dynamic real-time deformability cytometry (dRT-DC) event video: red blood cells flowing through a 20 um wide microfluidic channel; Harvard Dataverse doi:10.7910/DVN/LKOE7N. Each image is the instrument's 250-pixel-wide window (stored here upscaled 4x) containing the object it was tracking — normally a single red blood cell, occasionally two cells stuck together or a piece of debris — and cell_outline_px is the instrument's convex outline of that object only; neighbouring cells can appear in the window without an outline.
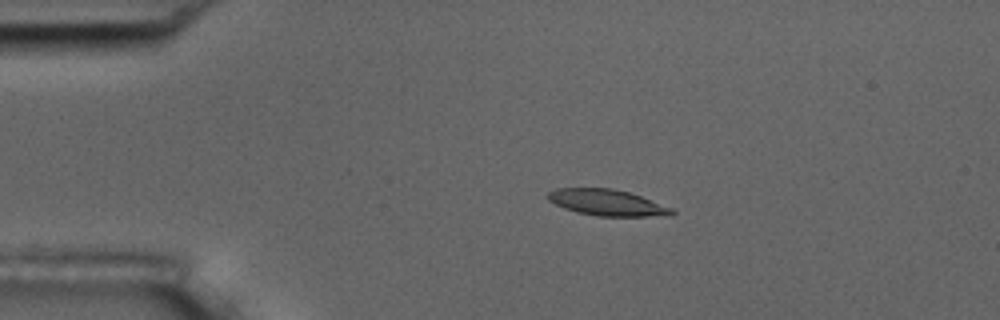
{"species": "common noctule bat (a hibernating species)", "species_latin": "Nyctalus noctula", "temperature_condition": "room temperature", "stored_images_in_passage": 14, "camera_frame_rate_fps": 3000, "um_per_image_px": 0.085, "animal": {"sex": "male", "body_mass_g": 17.5, "forearm_length_mm": 52.3}, "frame": {"image": 1, "passage_image": 3, "time_ms": 2.333, "image_size_px": [1000, 320], "cell_outline_px": [[676, 212], [672, 216], [596, 216], [564, 208], [548, 200], [544, 196], [548, 192], [556, 188], [612, 188], [628, 192], [640, 196], [672, 208]], "centroid_in_image_um": [51.6, 17.22], "position_along_channel_um": 33.4, "area_um2": 18.9}}
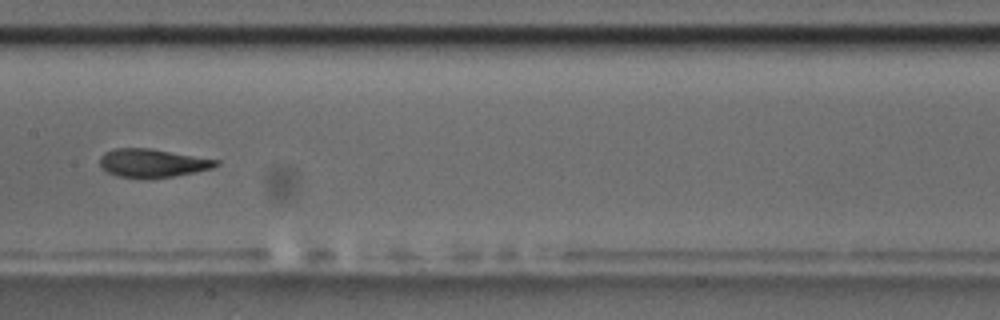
{"frame": {"image": 2, "passage_image": 7, "time_ms": 8.0, "image_size_px": [1000, 320], "cell_outline_px": [[220, 164], [212, 168], [196, 172], [148, 180], [116, 176], [100, 168], [100, 156], [104, 152], [112, 148], [152, 148], [220, 160]], "centroid_in_image_um": [12.94, 13.87], "position_along_channel_um": 194.5, "area_um2": 19.77}}
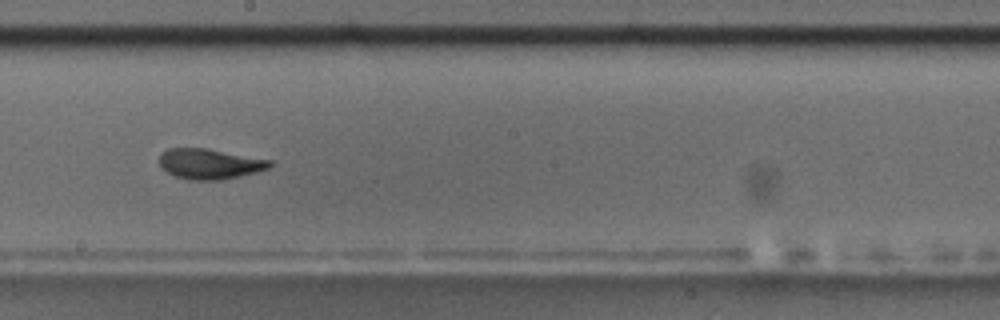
{"frame": {"image": 3, "passage_image": 8, "time_ms": 9.0, "image_size_px": [1000, 320], "cell_outline_px": [[272, 164], [268, 168], [256, 172], [224, 180], [188, 180], [176, 176], [160, 168], [160, 156], [168, 148], [208, 148], [272, 160]], "centroid_in_image_um": [17.83, 13.93], "position_along_channel_um": 230.4, "area_um2": 19.59}, "authors_computed_cell_mechanics": {"area_um2": 19.3052, "velocity_mm_per_s": 3.6202, "shape_relaxation_time_tau1_ms": 1.8338, "shape_relaxation_time_tau2_ms": 0.8732, "deformation_change_tau1": 0.1163, "deformation_change_tau2": 0.0553}}